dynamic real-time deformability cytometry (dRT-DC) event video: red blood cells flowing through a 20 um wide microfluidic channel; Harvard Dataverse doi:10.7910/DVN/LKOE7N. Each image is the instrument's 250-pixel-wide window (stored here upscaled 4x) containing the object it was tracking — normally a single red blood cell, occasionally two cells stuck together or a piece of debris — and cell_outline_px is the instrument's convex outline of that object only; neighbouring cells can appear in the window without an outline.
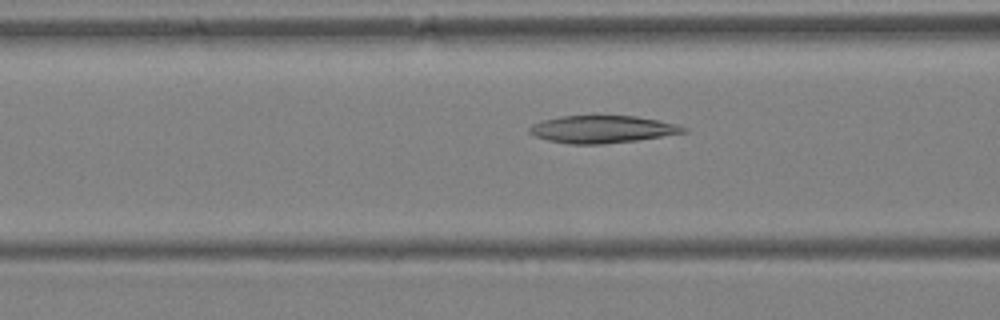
{"species": "Egyptian fruit bat (a non-hibernating species)", "species_latin": "Rousettus aegyptiacus", "temperature_condition": "warm", "stored_images_in_passage": 5, "camera_frame_rate_fps": 3000, "um_per_image_px": 0.085, "animal": {"sex": "female"}, "frame": {"image": 1, "passage_image": 5, "time_ms": 1.333, "image_size_px": [1000, 320], "cell_outline_px": [[688, 132], [636, 140], [604, 144], [572, 144], [548, 140], [536, 136], [528, 132], [528, 128], [532, 124], [544, 120], [560, 116], [636, 116], [676, 124], [688, 128]], "centroid_in_image_um": [51.19, 10.99], "position_along_channel_um": 115.4, "area_um2": 24.39}}